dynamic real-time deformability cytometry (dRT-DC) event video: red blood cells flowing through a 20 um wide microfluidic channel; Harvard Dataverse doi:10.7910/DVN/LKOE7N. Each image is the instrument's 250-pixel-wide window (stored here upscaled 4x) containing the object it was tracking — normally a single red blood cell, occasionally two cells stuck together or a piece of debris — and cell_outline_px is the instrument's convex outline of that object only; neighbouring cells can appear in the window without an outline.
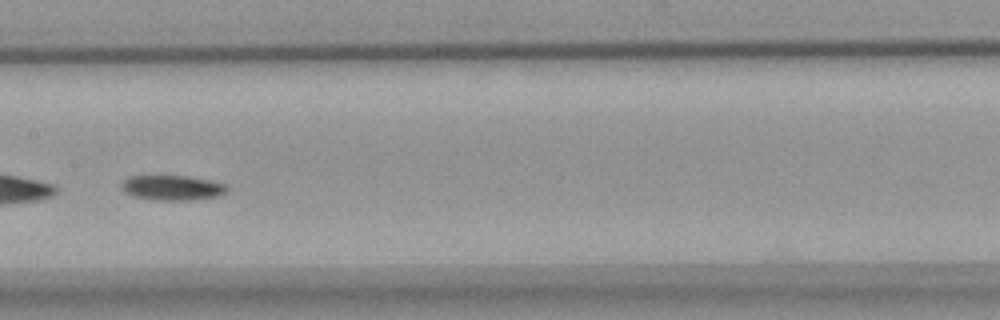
{"species": "common noctule bat (a hibernating species)", "species_latin": "Nyctalus noctula", "temperature_condition": "warm", "stored_images_in_passage": 9, "camera_frame_rate_fps": 3000, "um_per_image_px": 0.085, "animal": {"sex": "female", "body_mass_g": 18.4}, "frame": {"image": 1, "passage_image": 8, "time_ms": 9.0, "image_size_px": [1000, 320], "cell_outline_px": [[228, 192], [220, 196], [192, 200], [160, 200], [132, 196], [124, 192], [120, 184], [128, 176], [188, 176], [228, 184]], "centroid_in_image_um": [14.68, 15.96], "position_along_channel_um": 192.7, "area_um2": 15.49}}
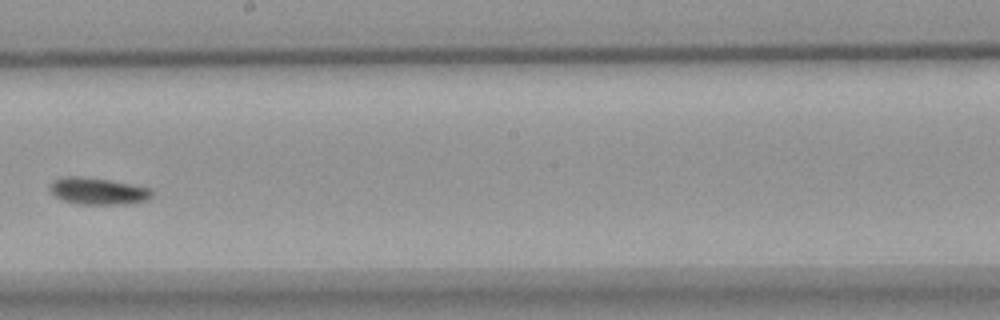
{"frame": {"image": 2, "passage_image": 9, "time_ms": 10.333, "image_size_px": [1000, 320], "cell_outline_px": [[152, 196], [148, 200], [124, 204], [76, 204], [64, 200], [56, 196], [48, 188], [52, 180], [64, 176], [76, 176], [108, 180], [152, 188]], "centroid_in_image_um": [8.32, 16.24], "position_along_channel_um": 239.9, "area_um2": 15.9}}